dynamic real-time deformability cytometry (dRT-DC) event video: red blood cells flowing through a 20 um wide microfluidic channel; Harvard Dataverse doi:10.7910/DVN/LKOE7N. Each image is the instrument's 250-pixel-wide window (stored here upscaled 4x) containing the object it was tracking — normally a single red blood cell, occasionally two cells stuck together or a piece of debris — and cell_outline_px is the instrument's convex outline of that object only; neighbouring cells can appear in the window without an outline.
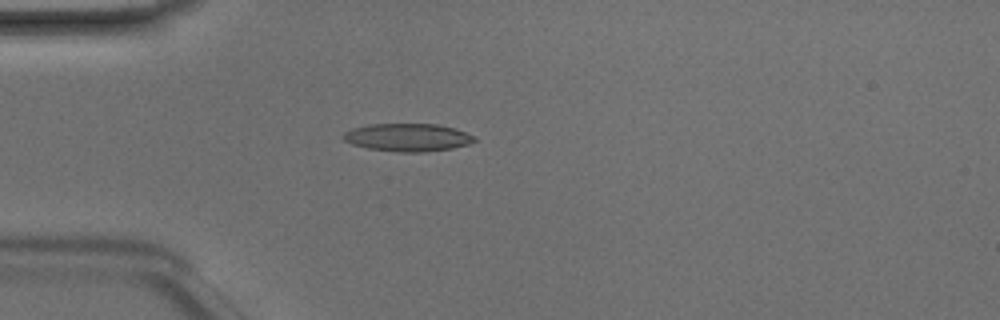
{"species": "Egyptian fruit bat (a non-hibernating species)", "species_latin": "Rousettus aegyptiacus", "temperature_condition": "room temperature", "stored_images_in_passage": 29, "camera_frame_rate_fps": 3000, "um_per_image_px": 0.085, "animal": {"sex": "male"}, "frame": {"image": 1, "passage_image": 3, "time_ms": 0.667, "image_size_px": [1000, 320], "cell_outline_px": [[476, 140], [468, 144], [452, 148], [424, 152], [400, 152], [368, 148], [352, 144], [344, 140], [340, 136], [344, 132], [352, 128], [368, 124], [436, 124], [452, 128], [476, 136]], "centroid_in_image_um": [34.61, 11.68], "position_along_channel_um": 50.4, "area_um2": 21.21}}
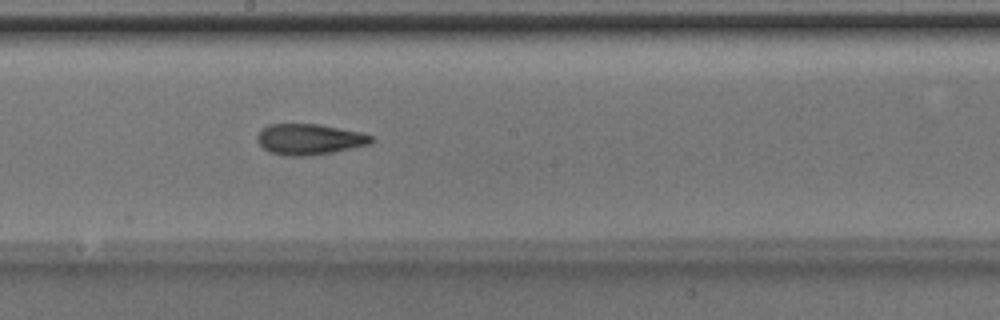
{"frame": {"image": 2, "passage_image": 16, "time_ms": 5.0, "image_size_px": [1000, 320], "cell_outline_px": [[376, 140], [372, 144], [312, 156], [288, 156], [272, 152], [264, 148], [256, 140], [256, 136], [260, 128], [268, 124], [320, 124], [360, 132], [372, 136]], "centroid_in_image_um": [26.3, 11.83], "position_along_channel_um": 221.9, "area_um2": 20.69}}
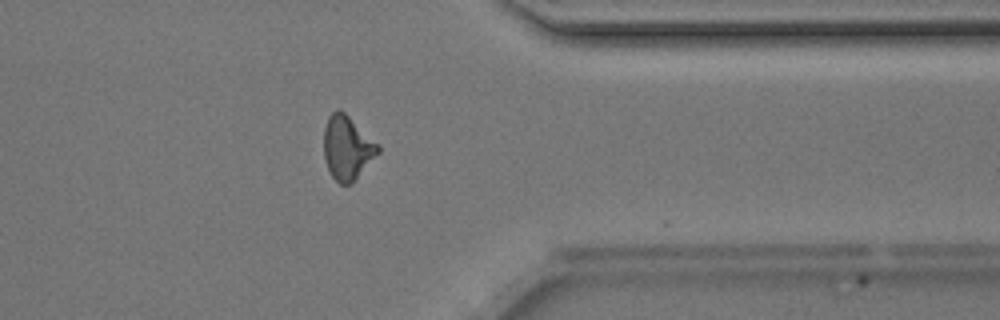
{"frame": {"image": 3, "passage_image": 28, "time_ms": 9.0, "image_size_px": [1000, 320], "cell_outline_px": [[380, 152], [352, 184], [340, 184], [332, 176], [324, 160], [324, 128], [328, 116], [336, 108], [340, 108], [380, 148]], "centroid_in_image_um": [29.48, 12.58], "position_along_channel_um": 381.9, "area_um2": 19.94}, "authors_computed_cell_mechanics": {"area_um2": 20.0566, "velocity_mm_per_s": 4.2261, "shape_relaxation_time_tau1_ms": 8.0968, "shape_relaxation_time_tau2_ms": 2.3152, "deformation_change_tau1": 0.3004, "deformation_change_tau2": 0.1142}}